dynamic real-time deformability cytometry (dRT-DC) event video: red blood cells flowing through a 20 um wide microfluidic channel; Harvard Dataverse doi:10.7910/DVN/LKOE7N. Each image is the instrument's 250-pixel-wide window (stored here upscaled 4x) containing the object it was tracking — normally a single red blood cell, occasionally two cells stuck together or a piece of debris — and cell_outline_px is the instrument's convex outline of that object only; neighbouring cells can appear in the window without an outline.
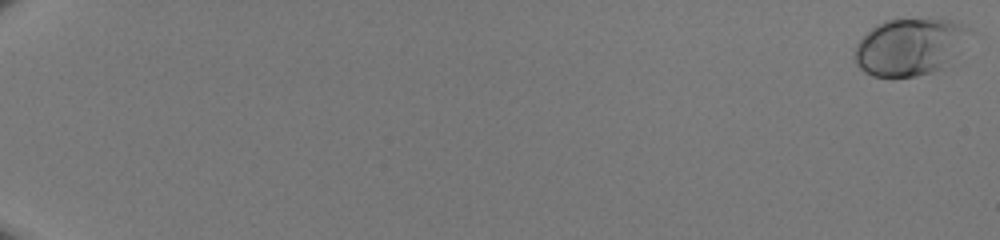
{"species": "human", "species_latin": "Homo sapiens", "temperature_condition": "room temperature", "stored_images_in_passage": 52, "camera_frame_rate_fps": 3000, "um_per_image_px": 0.085, "donor": {"sex": "male"}, "frame": {"image": 1, "passage_image": 1, "time_ms": 0.0, "image_size_px": [1000, 240], "cell_outline_px": [[980, 36], [940, 68], [932, 72], [916, 76], [872, 76], [864, 72], [856, 64], [852, 56], [856, 44], [876, 24], [884, 20], [940, 16], [944, 16], [956, 20], [972, 28]], "centroid_in_image_um": [77.49, 3.89], "position_along_channel_um": 7.5, "area_um2": 40.17}}
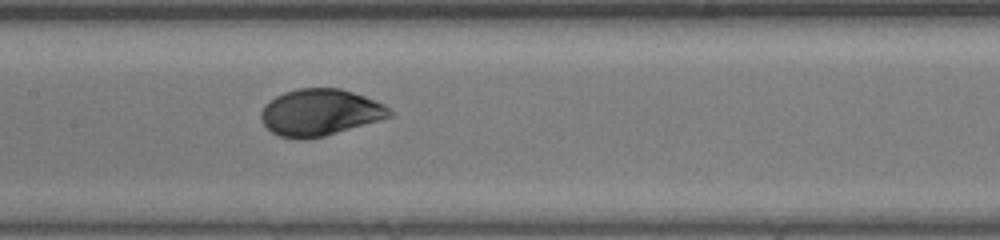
{"frame": {"image": 2, "passage_image": 30, "time_ms": 9.667, "image_size_px": [1000, 240], "cell_outline_px": [[396, 116], [324, 136], [280, 136], [272, 132], [260, 120], [260, 112], [264, 104], [276, 96], [284, 92], [296, 88], [340, 88], [364, 96], [384, 104], [396, 112]], "centroid_in_image_um": [27.26, 9.52], "position_along_channel_um": 180.1, "area_um2": 34.68}}
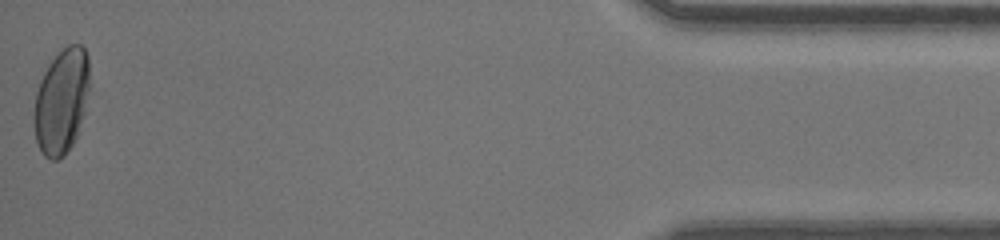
{"frame": {"image": 3, "passage_image": 52, "time_ms": 17.0, "image_size_px": [1000, 240], "cell_outline_px": [[88, 92], [84, 112], [76, 136], [72, 144], [64, 156], [56, 160], [52, 160], [44, 156], [36, 140], [32, 120], [32, 116], [36, 92], [40, 80], [48, 64], [68, 44], [80, 44], [84, 48], [88, 56]], "centroid_in_image_um": [5.2, 8.62], "position_along_channel_um": 430.0, "area_um2": 33.93}}